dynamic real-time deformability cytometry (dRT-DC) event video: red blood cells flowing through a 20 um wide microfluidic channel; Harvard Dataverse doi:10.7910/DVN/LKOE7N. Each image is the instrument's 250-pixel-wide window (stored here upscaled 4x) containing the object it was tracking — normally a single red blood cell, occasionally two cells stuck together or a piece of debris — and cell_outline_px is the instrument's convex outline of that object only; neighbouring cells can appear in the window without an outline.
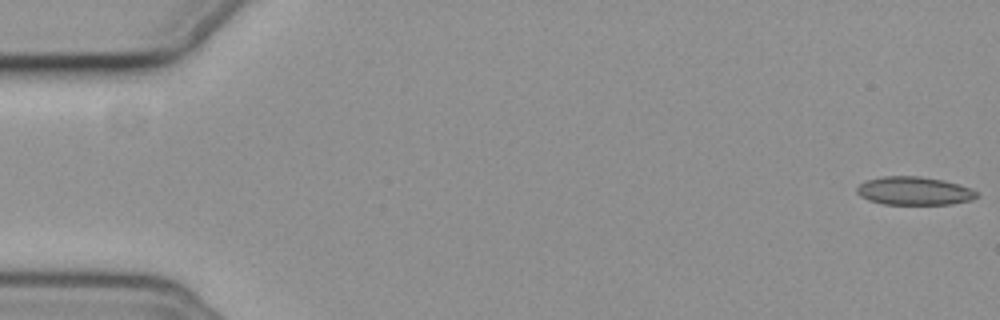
{"species": "common noctule bat (a hibernating species)", "species_latin": "Nyctalus noctula", "temperature_condition": "cold", "stored_images_in_passage": 15, "camera_frame_rate_fps": 3000, "um_per_image_px": 0.085, "animal": {"sex": "female", "body_mass_g": 19.3, "forearm_length_mm": 54.1}, "frame": {"image": 1, "passage_image": 1, "time_ms": 0.0, "image_size_px": [1000, 320], "cell_outline_px": [[980, 196], [972, 200], [952, 204], [884, 204], [868, 200], [860, 196], [856, 192], [856, 188], [860, 184], [868, 180], [884, 176], [920, 176], [944, 180], [968, 188], [976, 192]], "centroid_in_image_um": [77.69, 16.23], "position_along_channel_um": 7.3, "area_um2": 19.65}}
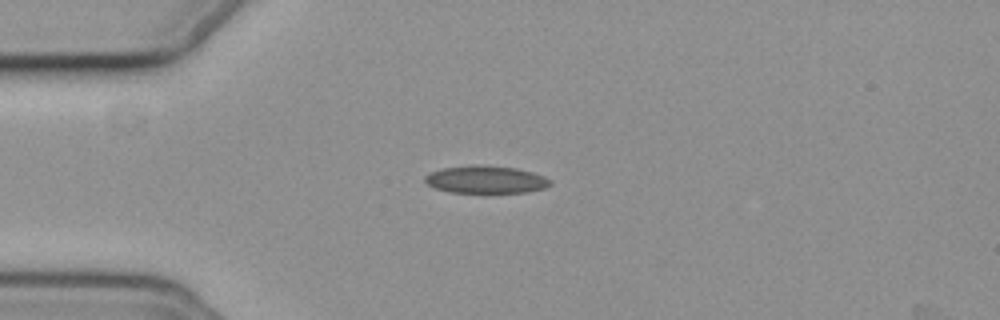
{"frame": {"image": 2, "passage_image": 15, "time_ms": 4.667, "image_size_px": [1000, 320], "cell_outline_px": [[552, 184], [544, 188], [528, 192], [452, 192], [436, 188], [428, 184], [424, 180], [424, 176], [428, 172], [440, 168], [472, 164], [480, 164], [516, 168], [532, 172], [544, 176], [552, 180]], "centroid_in_image_um": [41.28, 15.24], "position_along_channel_um": 43.7, "area_um2": 20.29}}